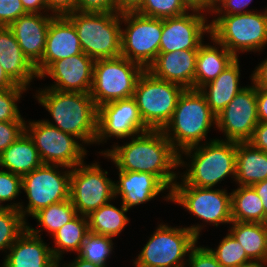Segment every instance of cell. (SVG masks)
<instances>
[{
  "mask_svg": "<svg viewBox=\"0 0 267 267\" xmlns=\"http://www.w3.org/2000/svg\"><path fill=\"white\" fill-rule=\"evenodd\" d=\"M131 141L99 152L120 171L145 172L157 176L172 190L178 180L179 153L162 130H148L132 136ZM117 144V145H116ZM173 170V171H172Z\"/></svg>",
  "mask_w": 267,
  "mask_h": 267,
  "instance_id": "obj_1",
  "label": "cell"
},
{
  "mask_svg": "<svg viewBox=\"0 0 267 267\" xmlns=\"http://www.w3.org/2000/svg\"><path fill=\"white\" fill-rule=\"evenodd\" d=\"M36 92V100L54 120L44 119L47 124L75 136L84 145L95 144L97 107L90 93L62 92L51 88H39Z\"/></svg>",
  "mask_w": 267,
  "mask_h": 267,
  "instance_id": "obj_2",
  "label": "cell"
},
{
  "mask_svg": "<svg viewBox=\"0 0 267 267\" xmlns=\"http://www.w3.org/2000/svg\"><path fill=\"white\" fill-rule=\"evenodd\" d=\"M236 151L237 142L217 138L189 147L179 153L178 167L187 170L178 177L187 185L199 188L217 187L228 176L235 180ZM183 154L187 160L191 159L188 163L184 162Z\"/></svg>",
  "mask_w": 267,
  "mask_h": 267,
  "instance_id": "obj_3",
  "label": "cell"
},
{
  "mask_svg": "<svg viewBox=\"0 0 267 267\" xmlns=\"http://www.w3.org/2000/svg\"><path fill=\"white\" fill-rule=\"evenodd\" d=\"M216 126V115L211 111L205 96L194 89H185L180 95L173 116L163 128L173 148L181 151L201 144L207 139L211 126ZM207 139V140H206Z\"/></svg>",
  "mask_w": 267,
  "mask_h": 267,
  "instance_id": "obj_4",
  "label": "cell"
},
{
  "mask_svg": "<svg viewBox=\"0 0 267 267\" xmlns=\"http://www.w3.org/2000/svg\"><path fill=\"white\" fill-rule=\"evenodd\" d=\"M204 226L206 225L195 224L178 228L160 223L133 260V265L135 267H185L188 260L186 258L191 249L198 244Z\"/></svg>",
  "mask_w": 267,
  "mask_h": 267,
  "instance_id": "obj_5",
  "label": "cell"
},
{
  "mask_svg": "<svg viewBox=\"0 0 267 267\" xmlns=\"http://www.w3.org/2000/svg\"><path fill=\"white\" fill-rule=\"evenodd\" d=\"M215 18V19H214ZM210 22V34L236 58L241 52H260L267 45V7L262 12L218 15Z\"/></svg>",
  "mask_w": 267,
  "mask_h": 267,
  "instance_id": "obj_6",
  "label": "cell"
},
{
  "mask_svg": "<svg viewBox=\"0 0 267 267\" xmlns=\"http://www.w3.org/2000/svg\"><path fill=\"white\" fill-rule=\"evenodd\" d=\"M83 53L94 61L121 56V13L72 12Z\"/></svg>",
  "mask_w": 267,
  "mask_h": 267,
  "instance_id": "obj_7",
  "label": "cell"
},
{
  "mask_svg": "<svg viewBox=\"0 0 267 267\" xmlns=\"http://www.w3.org/2000/svg\"><path fill=\"white\" fill-rule=\"evenodd\" d=\"M144 70L123 56L95 60L90 91L95 106L133 97L137 80Z\"/></svg>",
  "mask_w": 267,
  "mask_h": 267,
  "instance_id": "obj_8",
  "label": "cell"
},
{
  "mask_svg": "<svg viewBox=\"0 0 267 267\" xmlns=\"http://www.w3.org/2000/svg\"><path fill=\"white\" fill-rule=\"evenodd\" d=\"M184 90L182 86L158 79L144 70L137 80L133 98L143 122L150 130H163L171 120Z\"/></svg>",
  "mask_w": 267,
  "mask_h": 267,
  "instance_id": "obj_9",
  "label": "cell"
},
{
  "mask_svg": "<svg viewBox=\"0 0 267 267\" xmlns=\"http://www.w3.org/2000/svg\"><path fill=\"white\" fill-rule=\"evenodd\" d=\"M71 170L61 165L42 164L22 177L21 188L28 203L26 207L21 202L19 211L26 221L27 215L33 216L44 207L69 199Z\"/></svg>",
  "mask_w": 267,
  "mask_h": 267,
  "instance_id": "obj_10",
  "label": "cell"
},
{
  "mask_svg": "<svg viewBox=\"0 0 267 267\" xmlns=\"http://www.w3.org/2000/svg\"><path fill=\"white\" fill-rule=\"evenodd\" d=\"M121 23V56L147 70L159 53L163 19L127 11L121 12Z\"/></svg>",
  "mask_w": 267,
  "mask_h": 267,
  "instance_id": "obj_11",
  "label": "cell"
},
{
  "mask_svg": "<svg viewBox=\"0 0 267 267\" xmlns=\"http://www.w3.org/2000/svg\"><path fill=\"white\" fill-rule=\"evenodd\" d=\"M25 132L33 141L43 164L70 169L84 162L86 147L75 136L65 133L44 120L26 121Z\"/></svg>",
  "mask_w": 267,
  "mask_h": 267,
  "instance_id": "obj_12",
  "label": "cell"
},
{
  "mask_svg": "<svg viewBox=\"0 0 267 267\" xmlns=\"http://www.w3.org/2000/svg\"><path fill=\"white\" fill-rule=\"evenodd\" d=\"M99 162H82L71 170L69 199L78 214L88 216L104 204L115 200V187L108 171Z\"/></svg>",
  "mask_w": 267,
  "mask_h": 267,
  "instance_id": "obj_13",
  "label": "cell"
},
{
  "mask_svg": "<svg viewBox=\"0 0 267 267\" xmlns=\"http://www.w3.org/2000/svg\"><path fill=\"white\" fill-rule=\"evenodd\" d=\"M193 214L208 225L218 227L232 222L231 193L226 189L199 188L187 185L182 180L175 182L171 190V201Z\"/></svg>",
  "mask_w": 267,
  "mask_h": 267,
  "instance_id": "obj_14",
  "label": "cell"
},
{
  "mask_svg": "<svg viewBox=\"0 0 267 267\" xmlns=\"http://www.w3.org/2000/svg\"><path fill=\"white\" fill-rule=\"evenodd\" d=\"M150 130L140 115L136 100H115L97 108V135L95 143L107 142L109 137L129 139L132 136Z\"/></svg>",
  "mask_w": 267,
  "mask_h": 267,
  "instance_id": "obj_15",
  "label": "cell"
},
{
  "mask_svg": "<svg viewBox=\"0 0 267 267\" xmlns=\"http://www.w3.org/2000/svg\"><path fill=\"white\" fill-rule=\"evenodd\" d=\"M258 121L256 86L251 82L216 115V128L226 141L248 142Z\"/></svg>",
  "mask_w": 267,
  "mask_h": 267,
  "instance_id": "obj_16",
  "label": "cell"
},
{
  "mask_svg": "<svg viewBox=\"0 0 267 267\" xmlns=\"http://www.w3.org/2000/svg\"><path fill=\"white\" fill-rule=\"evenodd\" d=\"M206 33L210 34L207 13L189 11L178 17L165 18L159 53L198 50L205 42L203 40Z\"/></svg>",
  "mask_w": 267,
  "mask_h": 267,
  "instance_id": "obj_17",
  "label": "cell"
},
{
  "mask_svg": "<svg viewBox=\"0 0 267 267\" xmlns=\"http://www.w3.org/2000/svg\"><path fill=\"white\" fill-rule=\"evenodd\" d=\"M94 60L81 53L52 62L38 78L46 76L54 80V84L44 86L62 92L90 93L93 84Z\"/></svg>",
  "mask_w": 267,
  "mask_h": 267,
  "instance_id": "obj_18",
  "label": "cell"
},
{
  "mask_svg": "<svg viewBox=\"0 0 267 267\" xmlns=\"http://www.w3.org/2000/svg\"><path fill=\"white\" fill-rule=\"evenodd\" d=\"M54 17L53 14L27 13L8 26L24 56L34 67L44 55L47 32Z\"/></svg>",
  "mask_w": 267,
  "mask_h": 267,
  "instance_id": "obj_19",
  "label": "cell"
},
{
  "mask_svg": "<svg viewBox=\"0 0 267 267\" xmlns=\"http://www.w3.org/2000/svg\"><path fill=\"white\" fill-rule=\"evenodd\" d=\"M119 179L114 182L115 198L119 197L122 204L129 210L130 208L145 204L153 198L168 191L166 201H171L170 189L155 175L145 172L120 171Z\"/></svg>",
  "mask_w": 267,
  "mask_h": 267,
  "instance_id": "obj_20",
  "label": "cell"
},
{
  "mask_svg": "<svg viewBox=\"0 0 267 267\" xmlns=\"http://www.w3.org/2000/svg\"><path fill=\"white\" fill-rule=\"evenodd\" d=\"M82 47L76 28L66 16H55L46 37V47L41 61L35 66L39 76L52 62L81 54Z\"/></svg>",
  "mask_w": 267,
  "mask_h": 267,
  "instance_id": "obj_21",
  "label": "cell"
},
{
  "mask_svg": "<svg viewBox=\"0 0 267 267\" xmlns=\"http://www.w3.org/2000/svg\"><path fill=\"white\" fill-rule=\"evenodd\" d=\"M198 50H182L158 53L155 61L147 68L154 77L194 89Z\"/></svg>",
  "mask_w": 267,
  "mask_h": 267,
  "instance_id": "obj_22",
  "label": "cell"
},
{
  "mask_svg": "<svg viewBox=\"0 0 267 267\" xmlns=\"http://www.w3.org/2000/svg\"><path fill=\"white\" fill-rule=\"evenodd\" d=\"M28 228L8 249L1 267H57L51 247Z\"/></svg>",
  "mask_w": 267,
  "mask_h": 267,
  "instance_id": "obj_23",
  "label": "cell"
},
{
  "mask_svg": "<svg viewBox=\"0 0 267 267\" xmlns=\"http://www.w3.org/2000/svg\"><path fill=\"white\" fill-rule=\"evenodd\" d=\"M0 65L17 85L27 89L33 79H38L35 67L24 56L8 27H0Z\"/></svg>",
  "mask_w": 267,
  "mask_h": 267,
  "instance_id": "obj_24",
  "label": "cell"
},
{
  "mask_svg": "<svg viewBox=\"0 0 267 267\" xmlns=\"http://www.w3.org/2000/svg\"><path fill=\"white\" fill-rule=\"evenodd\" d=\"M239 63V58H236L216 79L199 89L215 115H218L235 95L245 88L239 86L241 76Z\"/></svg>",
  "mask_w": 267,
  "mask_h": 267,
  "instance_id": "obj_25",
  "label": "cell"
},
{
  "mask_svg": "<svg viewBox=\"0 0 267 267\" xmlns=\"http://www.w3.org/2000/svg\"><path fill=\"white\" fill-rule=\"evenodd\" d=\"M208 38L213 45L203 42L197 52L194 90H199L208 82L216 79L236 59L222 44L211 36Z\"/></svg>",
  "mask_w": 267,
  "mask_h": 267,
  "instance_id": "obj_26",
  "label": "cell"
},
{
  "mask_svg": "<svg viewBox=\"0 0 267 267\" xmlns=\"http://www.w3.org/2000/svg\"><path fill=\"white\" fill-rule=\"evenodd\" d=\"M267 179V153L249 142H238L236 151V185L252 186Z\"/></svg>",
  "mask_w": 267,
  "mask_h": 267,
  "instance_id": "obj_27",
  "label": "cell"
},
{
  "mask_svg": "<svg viewBox=\"0 0 267 267\" xmlns=\"http://www.w3.org/2000/svg\"><path fill=\"white\" fill-rule=\"evenodd\" d=\"M38 150L24 132L0 154V167L23 177L42 165Z\"/></svg>",
  "mask_w": 267,
  "mask_h": 267,
  "instance_id": "obj_28",
  "label": "cell"
},
{
  "mask_svg": "<svg viewBox=\"0 0 267 267\" xmlns=\"http://www.w3.org/2000/svg\"><path fill=\"white\" fill-rule=\"evenodd\" d=\"M229 233L252 261H267V224L232 221Z\"/></svg>",
  "mask_w": 267,
  "mask_h": 267,
  "instance_id": "obj_29",
  "label": "cell"
},
{
  "mask_svg": "<svg viewBox=\"0 0 267 267\" xmlns=\"http://www.w3.org/2000/svg\"><path fill=\"white\" fill-rule=\"evenodd\" d=\"M120 207L117 208L108 202L88 215L89 232L112 238L117 237L130 221L125 214L128 209L122 203Z\"/></svg>",
  "mask_w": 267,
  "mask_h": 267,
  "instance_id": "obj_30",
  "label": "cell"
},
{
  "mask_svg": "<svg viewBox=\"0 0 267 267\" xmlns=\"http://www.w3.org/2000/svg\"><path fill=\"white\" fill-rule=\"evenodd\" d=\"M88 233V218L78 214L52 235L55 245V247H51L53 257L57 261H61L65 252L74 251L78 254Z\"/></svg>",
  "mask_w": 267,
  "mask_h": 267,
  "instance_id": "obj_31",
  "label": "cell"
},
{
  "mask_svg": "<svg viewBox=\"0 0 267 267\" xmlns=\"http://www.w3.org/2000/svg\"><path fill=\"white\" fill-rule=\"evenodd\" d=\"M232 221L265 223L261 198L252 186H239L231 191Z\"/></svg>",
  "mask_w": 267,
  "mask_h": 267,
  "instance_id": "obj_32",
  "label": "cell"
},
{
  "mask_svg": "<svg viewBox=\"0 0 267 267\" xmlns=\"http://www.w3.org/2000/svg\"><path fill=\"white\" fill-rule=\"evenodd\" d=\"M78 215L75 207L70 199L55 204H51L48 207L40 209L32 217L37 220L38 227L41 229L33 228L27 225V228L35 235L43 230L50 233L52 236L57 230H59L64 224L70 222ZM43 227V228H42Z\"/></svg>",
  "mask_w": 267,
  "mask_h": 267,
  "instance_id": "obj_33",
  "label": "cell"
},
{
  "mask_svg": "<svg viewBox=\"0 0 267 267\" xmlns=\"http://www.w3.org/2000/svg\"><path fill=\"white\" fill-rule=\"evenodd\" d=\"M27 225L19 210L0 208V251L7 253Z\"/></svg>",
  "mask_w": 267,
  "mask_h": 267,
  "instance_id": "obj_34",
  "label": "cell"
},
{
  "mask_svg": "<svg viewBox=\"0 0 267 267\" xmlns=\"http://www.w3.org/2000/svg\"><path fill=\"white\" fill-rule=\"evenodd\" d=\"M112 240H114L112 237L89 232L77 255L86 261L107 267L106 262L114 249Z\"/></svg>",
  "mask_w": 267,
  "mask_h": 267,
  "instance_id": "obj_35",
  "label": "cell"
},
{
  "mask_svg": "<svg viewBox=\"0 0 267 267\" xmlns=\"http://www.w3.org/2000/svg\"><path fill=\"white\" fill-rule=\"evenodd\" d=\"M222 267H238L241 264L252 261L246 254L242 245L230 234L219 242L217 248H209Z\"/></svg>",
  "mask_w": 267,
  "mask_h": 267,
  "instance_id": "obj_36",
  "label": "cell"
},
{
  "mask_svg": "<svg viewBox=\"0 0 267 267\" xmlns=\"http://www.w3.org/2000/svg\"><path fill=\"white\" fill-rule=\"evenodd\" d=\"M138 14L152 18H171L188 13L183 0H143L135 10Z\"/></svg>",
  "mask_w": 267,
  "mask_h": 267,
  "instance_id": "obj_37",
  "label": "cell"
},
{
  "mask_svg": "<svg viewBox=\"0 0 267 267\" xmlns=\"http://www.w3.org/2000/svg\"><path fill=\"white\" fill-rule=\"evenodd\" d=\"M22 177L10 171L0 169V208H11L19 210L20 201L17 203L14 199L21 193ZM15 202L13 203L12 202ZM3 202L10 204L3 205ZM12 202V203H11Z\"/></svg>",
  "mask_w": 267,
  "mask_h": 267,
  "instance_id": "obj_38",
  "label": "cell"
},
{
  "mask_svg": "<svg viewBox=\"0 0 267 267\" xmlns=\"http://www.w3.org/2000/svg\"><path fill=\"white\" fill-rule=\"evenodd\" d=\"M28 90L21 85L12 89H0L1 122L17 121L22 117L16 102H19L22 94Z\"/></svg>",
  "mask_w": 267,
  "mask_h": 267,
  "instance_id": "obj_39",
  "label": "cell"
},
{
  "mask_svg": "<svg viewBox=\"0 0 267 267\" xmlns=\"http://www.w3.org/2000/svg\"><path fill=\"white\" fill-rule=\"evenodd\" d=\"M24 119L21 117L17 121H0V154L25 132L26 121Z\"/></svg>",
  "mask_w": 267,
  "mask_h": 267,
  "instance_id": "obj_40",
  "label": "cell"
},
{
  "mask_svg": "<svg viewBox=\"0 0 267 267\" xmlns=\"http://www.w3.org/2000/svg\"><path fill=\"white\" fill-rule=\"evenodd\" d=\"M185 267H222L207 246H197L191 249Z\"/></svg>",
  "mask_w": 267,
  "mask_h": 267,
  "instance_id": "obj_41",
  "label": "cell"
},
{
  "mask_svg": "<svg viewBox=\"0 0 267 267\" xmlns=\"http://www.w3.org/2000/svg\"><path fill=\"white\" fill-rule=\"evenodd\" d=\"M25 14L21 0H0V27H8Z\"/></svg>",
  "mask_w": 267,
  "mask_h": 267,
  "instance_id": "obj_42",
  "label": "cell"
},
{
  "mask_svg": "<svg viewBox=\"0 0 267 267\" xmlns=\"http://www.w3.org/2000/svg\"><path fill=\"white\" fill-rule=\"evenodd\" d=\"M252 0H219L212 14L217 15H233L253 12L254 10L246 9Z\"/></svg>",
  "mask_w": 267,
  "mask_h": 267,
  "instance_id": "obj_43",
  "label": "cell"
},
{
  "mask_svg": "<svg viewBox=\"0 0 267 267\" xmlns=\"http://www.w3.org/2000/svg\"><path fill=\"white\" fill-rule=\"evenodd\" d=\"M78 12L116 13L115 0H78Z\"/></svg>",
  "mask_w": 267,
  "mask_h": 267,
  "instance_id": "obj_44",
  "label": "cell"
},
{
  "mask_svg": "<svg viewBox=\"0 0 267 267\" xmlns=\"http://www.w3.org/2000/svg\"><path fill=\"white\" fill-rule=\"evenodd\" d=\"M48 12L54 16H66L78 11V0H46Z\"/></svg>",
  "mask_w": 267,
  "mask_h": 267,
  "instance_id": "obj_45",
  "label": "cell"
},
{
  "mask_svg": "<svg viewBox=\"0 0 267 267\" xmlns=\"http://www.w3.org/2000/svg\"><path fill=\"white\" fill-rule=\"evenodd\" d=\"M248 142L255 148L267 153V122L257 124Z\"/></svg>",
  "mask_w": 267,
  "mask_h": 267,
  "instance_id": "obj_46",
  "label": "cell"
},
{
  "mask_svg": "<svg viewBox=\"0 0 267 267\" xmlns=\"http://www.w3.org/2000/svg\"><path fill=\"white\" fill-rule=\"evenodd\" d=\"M250 79L257 88L267 90V58L257 65Z\"/></svg>",
  "mask_w": 267,
  "mask_h": 267,
  "instance_id": "obj_47",
  "label": "cell"
},
{
  "mask_svg": "<svg viewBox=\"0 0 267 267\" xmlns=\"http://www.w3.org/2000/svg\"><path fill=\"white\" fill-rule=\"evenodd\" d=\"M257 113L259 122H267V90L256 87Z\"/></svg>",
  "mask_w": 267,
  "mask_h": 267,
  "instance_id": "obj_48",
  "label": "cell"
},
{
  "mask_svg": "<svg viewBox=\"0 0 267 267\" xmlns=\"http://www.w3.org/2000/svg\"><path fill=\"white\" fill-rule=\"evenodd\" d=\"M183 2L190 11L207 12L210 15L215 8L211 0H183Z\"/></svg>",
  "mask_w": 267,
  "mask_h": 267,
  "instance_id": "obj_49",
  "label": "cell"
},
{
  "mask_svg": "<svg viewBox=\"0 0 267 267\" xmlns=\"http://www.w3.org/2000/svg\"><path fill=\"white\" fill-rule=\"evenodd\" d=\"M21 2L27 13L51 14L48 13L46 0H21Z\"/></svg>",
  "mask_w": 267,
  "mask_h": 267,
  "instance_id": "obj_50",
  "label": "cell"
},
{
  "mask_svg": "<svg viewBox=\"0 0 267 267\" xmlns=\"http://www.w3.org/2000/svg\"><path fill=\"white\" fill-rule=\"evenodd\" d=\"M143 0H115L116 13L135 11Z\"/></svg>",
  "mask_w": 267,
  "mask_h": 267,
  "instance_id": "obj_51",
  "label": "cell"
},
{
  "mask_svg": "<svg viewBox=\"0 0 267 267\" xmlns=\"http://www.w3.org/2000/svg\"><path fill=\"white\" fill-rule=\"evenodd\" d=\"M252 187L262 200L265 212V224H267V179L252 185Z\"/></svg>",
  "mask_w": 267,
  "mask_h": 267,
  "instance_id": "obj_52",
  "label": "cell"
},
{
  "mask_svg": "<svg viewBox=\"0 0 267 267\" xmlns=\"http://www.w3.org/2000/svg\"><path fill=\"white\" fill-rule=\"evenodd\" d=\"M62 262L57 261V267H103L101 265L86 261L84 259H82L81 257H79L77 255V257L74 259V261L69 262L68 264H63L61 265Z\"/></svg>",
  "mask_w": 267,
  "mask_h": 267,
  "instance_id": "obj_53",
  "label": "cell"
},
{
  "mask_svg": "<svg viewBox=\"0 0 267 267\" xmlns=\"http://www.w3.org/2000/svg\"><path fill=\"white\" fill-rule=\"evenodd\" d=\"M17 84L5 73L0 65V89H12Z\"/></svg>",
  "mask_w": 267,
  "mask_h": 267,
  "instance_id": "obj_54",
  "label": "cell"
},
{
  "mask_svg": "<svg viewBox=\"0 0 267 267\" xmlns=\"http://www.w3.org/2000/svg\"><path fill=\"white\" fill-rule=\"evenodd\" d=\"M267 261H250L238 267H267Z\"/></svg>",
  "mask_w": 267,
  "mask_h": 267,
  "instance_id": "obj_55",
  "label": "cell"
},
{
  "mask_svg": "<svg viewBox=\"0 0 267 267\" xmlns=\"http://www.w3.org/2000/svg\"><path fill=\"white\" fill-rule=\"evenodd\" d=\"M215 5L219 0H211Z\"/></svg>",
  "mask_w": 267,
  "mask_h": 267,
  "instance_id": "obj_56",
  "label": "cell"
}]
</instances>
